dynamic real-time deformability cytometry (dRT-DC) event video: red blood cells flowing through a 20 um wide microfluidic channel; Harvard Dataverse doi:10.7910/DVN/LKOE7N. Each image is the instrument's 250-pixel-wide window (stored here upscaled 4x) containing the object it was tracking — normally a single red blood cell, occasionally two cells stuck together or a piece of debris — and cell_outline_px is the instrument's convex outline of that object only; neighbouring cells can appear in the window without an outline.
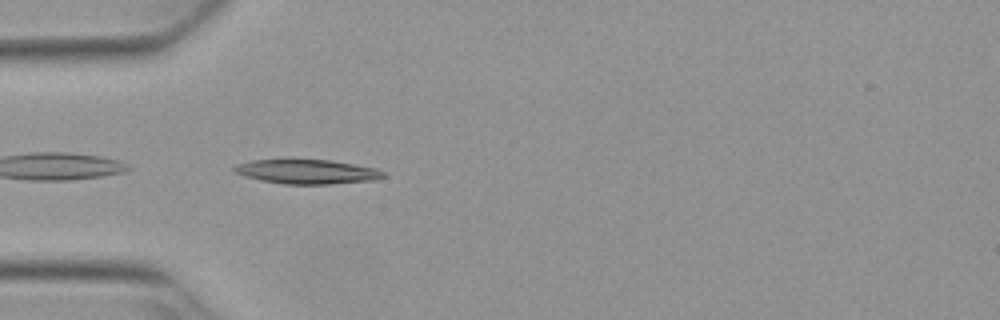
{"species": "Egyptian fruit bat (a non-hibernating species)", "species_latin": "Rousettus aegyptiacus", "temperature_condition": "warm", "stored_images_in_passage": 4, "camera_frame_rate_fps": 3000, "um_per_image_px": 0.085, "animal": {"sex": "female"}, "frame": {"image": 1, "passage_image": 1, "time_ms": 0.0, "image_size_px": [1000, 320], "cell_outline_px": [[384, 176], [372, 180], [328, 184], [284, 184], [260, 180], [244, 176], [236, 172], [232, 168], [236, 164], [252, 160], [288, 156], [292, 156], [328, 160], [376, 168], [384, 172]], "centroid_in_image_um": [25.98, 14.54], "position_along_channel_um": 59.0, "area_um2": 21.96}}